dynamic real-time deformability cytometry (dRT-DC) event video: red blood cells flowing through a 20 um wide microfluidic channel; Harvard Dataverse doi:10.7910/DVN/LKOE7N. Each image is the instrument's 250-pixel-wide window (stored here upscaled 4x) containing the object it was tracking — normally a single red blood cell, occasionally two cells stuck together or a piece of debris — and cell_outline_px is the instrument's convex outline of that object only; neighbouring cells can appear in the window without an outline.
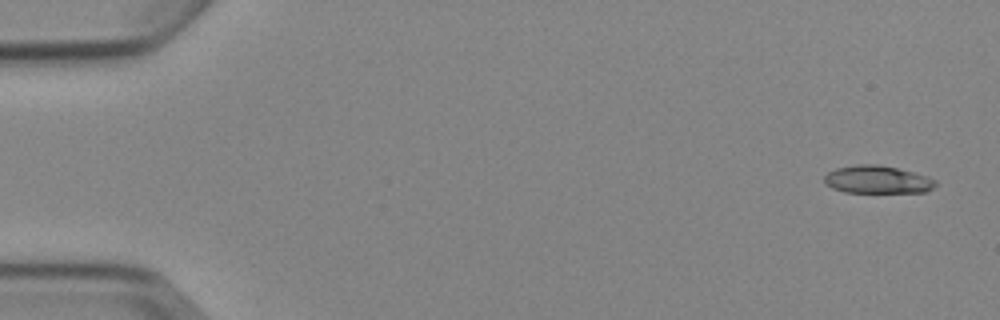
{"species": "Egyptian fruit bat (a non-hibernating species)", "species_latin": "Rousettus aegyptiacus", "temperature_condition": "cold", "stored_images_in_passage": 4, "camera_frame_rate_fps": 3000, "um_per_image_px": 0.085, "animal": {"sex": "female"}, "frame": {"image": 1, "passage_image": 1, "time_ms": 0.0, "image_size_px": [1000, 320], "cell_outline_px": [[936, 184], [932, 188], [924, 192], [844, 192], [832, 188], [824, 184], [824, 176], [828, 172], [836, 168], [860, 164], [876, 164], [896, 168], [928, 176], [936, 180]], "centroid_in_image_um": [74.55, 15.27], "position_along_channel_um": 10.5, "area_um2": 17.92}}
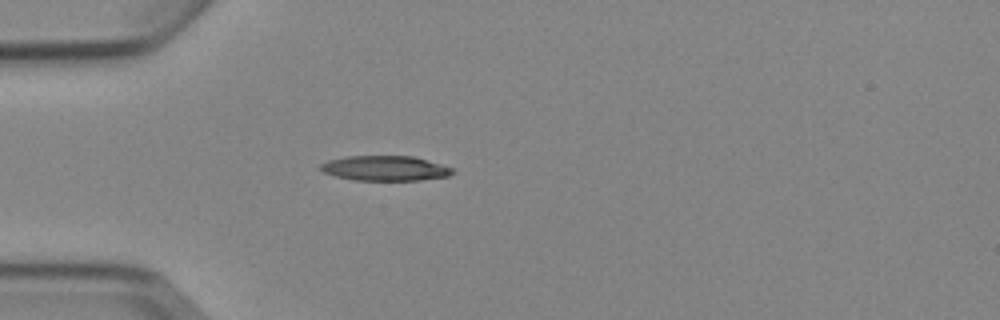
{"frame": {"image": 2, "passage_image": 4, "time_ms": 4.333, "image_size_px": [1000, 320], "cell_outline_px": [[456, 172], [448, 176], [420, 180], [352, 180], [336, 176], [324, 172], [320, 168], [320, 164], [328, 160], [344, 156], [412, 156], [440, 164], [452, 168]], "centroid_in_image_um": [32.72, 14.3], "position_along_channel_um": 52.3, "area_um2": 19.13}}